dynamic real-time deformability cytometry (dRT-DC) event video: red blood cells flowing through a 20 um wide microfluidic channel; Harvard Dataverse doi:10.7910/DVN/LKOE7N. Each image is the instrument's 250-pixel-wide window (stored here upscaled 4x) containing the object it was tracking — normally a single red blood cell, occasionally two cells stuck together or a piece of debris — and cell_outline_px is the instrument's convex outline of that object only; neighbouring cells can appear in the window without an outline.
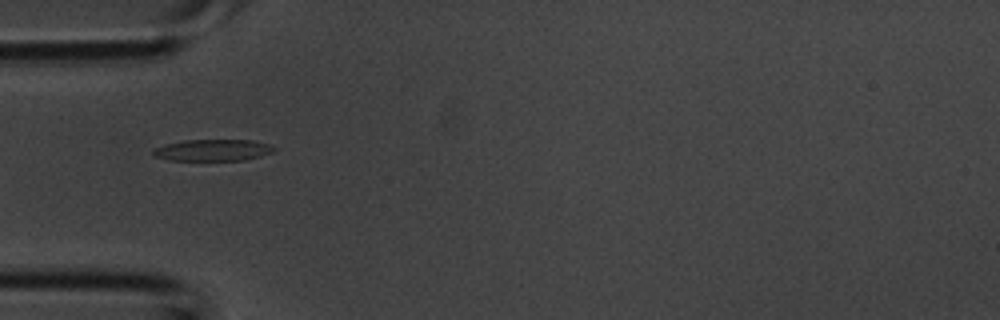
{"species": "common noctule bat (a hibernating species)", "species_latin": "Nyctalus noctula", "temperature_condition": "room temperature", "stored_images_in_passage": 4, "camera_frame_rate_fps": 3000, "um_per_image_px": 0.085, "animal": {"sex": "male", "body_mass_g": 20.1, "forearm_length_mm": 53.5}, "frame": {"image": 1, "passage_image": 4, "time_ms": 1.0, "image_size_px": [1000, 320], "cell_outline_px": [[276, 148], [272, 152], [260, 156], [244, 160], [168, 160], [152, 156], [152, 152], [156, 148], [168, 144], [184, 140], [252, 140], [272, 144]], "centroid_in_image_um": [18.12, 12.76], "position_along_channel_um": 66.9, "area_um2": 15.14}}